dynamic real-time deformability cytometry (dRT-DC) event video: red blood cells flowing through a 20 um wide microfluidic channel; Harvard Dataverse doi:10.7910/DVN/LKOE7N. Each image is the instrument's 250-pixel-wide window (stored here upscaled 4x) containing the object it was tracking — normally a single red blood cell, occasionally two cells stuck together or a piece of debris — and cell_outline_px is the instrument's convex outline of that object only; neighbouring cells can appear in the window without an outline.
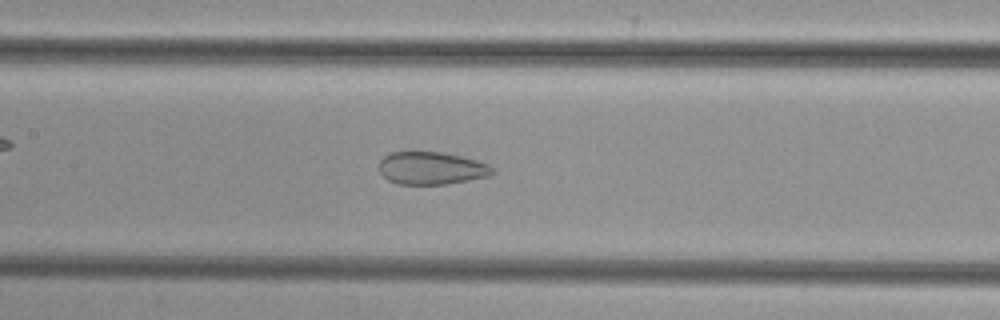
{"species": "common noctule bat (a hibernating species)", "species_latin": "Nyctalus noctula", "temperature_condition": "cold", "stored_images_in_passage": 42, "camera_frame_rate_fps": 3000, "um_per_image_px": 0.085, "animal": {"sex": "female", "body_mass_g": 29.2, "forearm_length_mm": 56.3}, "frame": {"image": 1, "passage_image": 15, "time_ms": 4.667, "image_size_px": [1000, 320], "cell_outline_px": [[496, 172], [488, 176], [468, 180], [444, 184], [396, 184], [388, 180], [380, 172], [380, 160], [384, 156], [392, 152], [412, 148], [444, 152], [476, 160], [488, 164]], "centroid_in_image_um": [36.62, 14.24], "position_along_channel_um": 170.8, "area_um2": 22.2}}
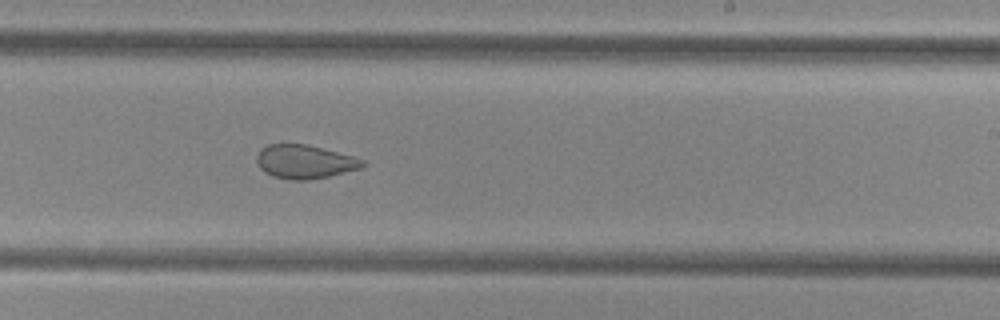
{"frame": {"image": 2, "passage_image": 22, "time_ms": 7.0, "image_size_px": [1000, 320], "cell_outline_px": [[368, 164], [364, 168], [328, 176], [308, 180], [292, 180], [272, 176], [264, 172], [260, 168], [256, 160], [256, 156], [260, 148], [268, 144], [304, 144], [352, 156], [364, 160]], "centroid_in_image_um": [25.9, 13.75], "position_along_channel_um": 263.1, "area_um2": 20.81}}
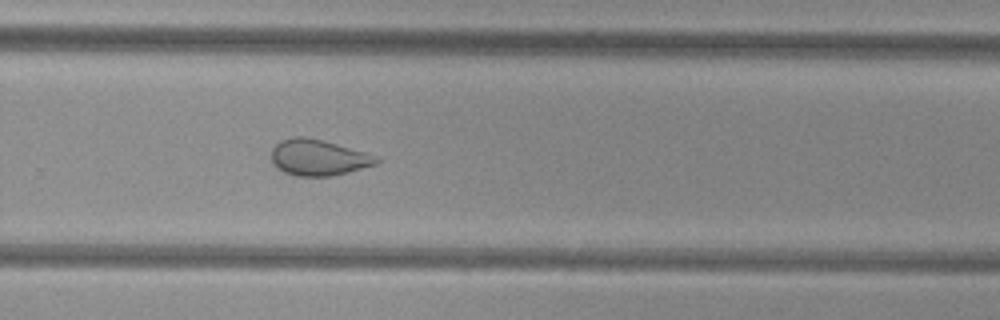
{"frame": {"image": 3, "passage_image": 25, "time_ms": 8.0, "image_size_px": [1000, 320], "cell_outline_px": [[380, 160], [376, 164], [348, 172], [332, 176], [296, 176], [284, 172], [276, 168], [272, 160], [272, 148], [280, 140], [296, 136], [304, 136], [324, 140], [364, 152], [376, 156]], "centroid_in_image_um": [27.03, 13.39], "position_along_channel_um": 302.8, "area_um2": 22.02}}